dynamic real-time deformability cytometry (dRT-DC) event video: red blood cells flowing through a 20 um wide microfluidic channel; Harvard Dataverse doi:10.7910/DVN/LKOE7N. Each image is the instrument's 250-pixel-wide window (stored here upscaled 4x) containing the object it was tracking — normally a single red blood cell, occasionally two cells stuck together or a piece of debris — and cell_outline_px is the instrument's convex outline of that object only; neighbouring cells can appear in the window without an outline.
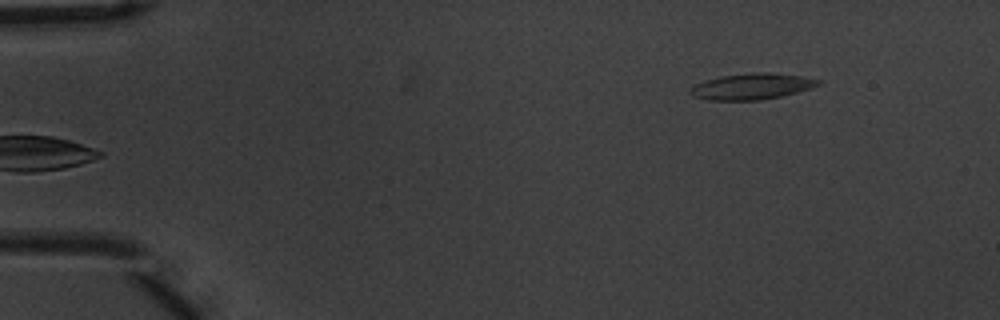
{"species": "common noctule bat (a hibernating species)", "species_latin": "Nyctalus noctula", "temperature_condition": "warm", "stored_images_in_passage": 5, "camera_frame_rate_fps": 3000, "um_per_image_px": 0.085, "animal": {"sex": "male", "body_mass_g": 20.1, "forearm_length_mm": 53.5}, "frame": {"image": 1, "passage_image": 5, "time_ms": 1.333, "image_size_px": [1000, 320], "cell_outline_px": [[820, 84], [812, 88], [780, 96], [760, 100], [708, 100], [692, 96], [688, 92], [688, 88], [704, 80], [720, 76], [752, 72], [768, 72], [800, 76], [820, 80]], "centroid_in_image_um": [63.84, 7.34], "position_along_channel_um": 21.2, "area_um2": 19.48}}